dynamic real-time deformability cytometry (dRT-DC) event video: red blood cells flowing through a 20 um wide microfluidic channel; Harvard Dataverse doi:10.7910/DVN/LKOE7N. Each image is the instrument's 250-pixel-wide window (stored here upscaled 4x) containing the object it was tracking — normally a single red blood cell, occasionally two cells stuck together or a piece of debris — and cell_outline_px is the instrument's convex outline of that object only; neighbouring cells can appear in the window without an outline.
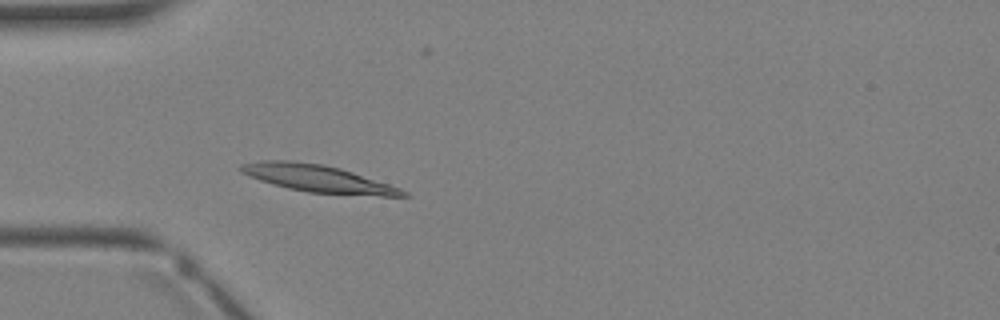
{"species": "Egyptian fruit bat (a non-hibernating species)", "species_latin": "Rousettus aegyptiacus", "temperature_condition": "warm", "stored_images_in_passage": 1, "camera_frame_rate_fps": 3000, "um_per_image_px": 0.085, "animal": {"sex": "female"}, "frame": {"image": 1, "passage_image": 1, "time_ms": 0.0, "image_size_px": [1000, 320], "cell_outline_px": [[408, 196], [380, 196], [308, 192], [288, 188], [272, 184], [260, 180], [240, 172], [240, 164], [260, 160], [288, 160], [324, 164], [340, 168], [400, 188], [408, 192]], "centroid_in_image_um": [26.99, 15.17], "position_along_channel_um": 58.0, "area_um2": 25.49}}